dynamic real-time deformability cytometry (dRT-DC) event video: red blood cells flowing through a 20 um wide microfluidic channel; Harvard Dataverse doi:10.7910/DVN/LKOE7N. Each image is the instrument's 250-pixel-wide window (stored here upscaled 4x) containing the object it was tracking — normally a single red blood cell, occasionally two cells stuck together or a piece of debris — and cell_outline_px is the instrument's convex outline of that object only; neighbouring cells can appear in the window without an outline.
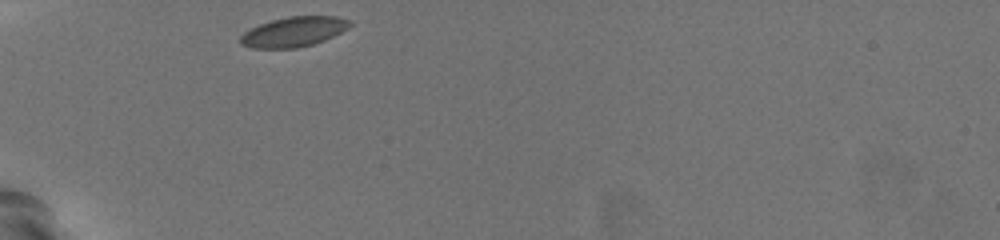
{"species": "common noctule bat (a hibernating species)", "species_latin": "Nyctalus noctula", "temperature_condition": "warm", "stored_images_in_passage": 29, "camera_frame_rate_fps": 3000, "um_per_image_px": 0.085, "animal": {"sex": "female", "body_mass_g": 19.5, "forearm_length_mm": 54.1}, "frame": {"image": 1, "passage_image": 1, "time_ms": 0.0, "image_size_px": [1000, 240], "cell_outline_px": [[352, 24], [348, 28], [324, 40], [312, 44], [296, 48], [252, 48], [240, 44], [240, 36], [244, 32], [260, 24], [272, 20], [288, 16], [336, 16], [352, 20]], "centroid_in_image_um": [24.97, 2.69], "position_along_channel_um": 60.0, "area_um2": 19.02}}
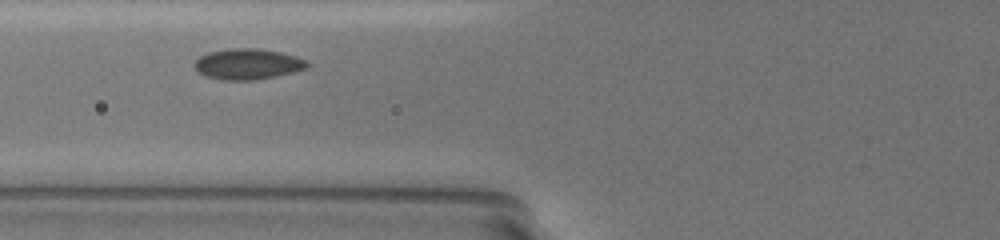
{"frame": {"image": 2, "passage_image": 6, "time_ms": 1.667, "image_size_px": [1000, 240], "cell_outline_px": [[308, 64], [304, 68], [292, 72], [276, 76], [252, 80], [224, 80], [208, 76], [200, 72], [192, 64], [200, 56], [208, 52], [228, 48], [260, 48], [280, 52], [296, 56], [308, 60]], "centroid_in_image_um": [21.05, 5.42], "position_along_channel_um": 104.8, "area_um2": 20.06}}
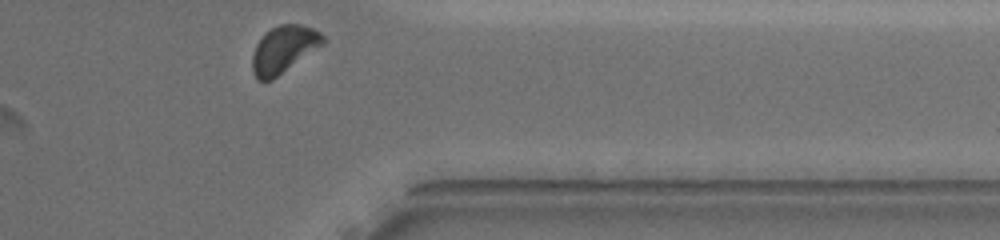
{"frame": {"image": 3, "passage_image": 29, "time_ms": 9.333, "image_size_px": [1000, 240], "cell_outline_px": [[328, 40], [324, 44], [272, 80], [256, 80], [252, 72], [252, 56], [256, 44], [264, 32], [280, 24], [300, 24], [312, 28], [320, 32]], "centroid_in_image_um": [24.12, 4.19], "position_along_channel_um": 387.3, "area_um2": 19.54}, "authors_computed_cell_mechanics": {"area_um2": 19.7098, "velocity_mm_per_s": 3.7313, "shape_relaxation_time_tau1_ms": 3.2576, "shape_relaxation_time_tau2_ms": null, "deformation_change_tau1": 0.0602, "deformation_change_tau2": null}}